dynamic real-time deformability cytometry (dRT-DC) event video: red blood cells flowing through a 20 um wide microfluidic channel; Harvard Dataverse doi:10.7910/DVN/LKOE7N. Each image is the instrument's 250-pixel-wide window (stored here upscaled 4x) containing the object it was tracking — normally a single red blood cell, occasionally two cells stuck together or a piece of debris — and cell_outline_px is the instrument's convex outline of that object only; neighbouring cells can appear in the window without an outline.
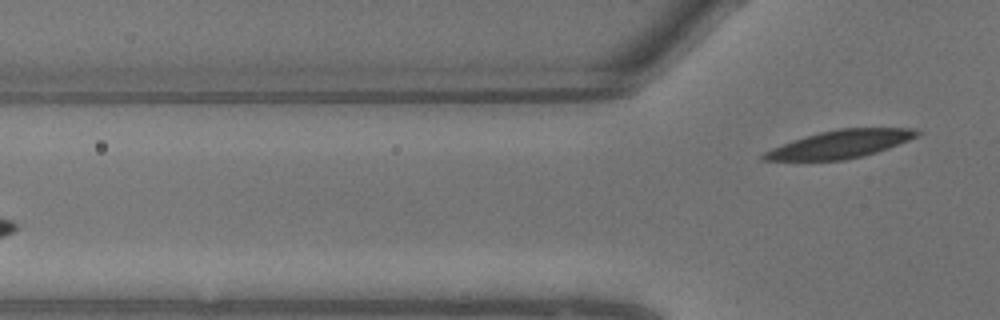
{"species": "common noctule bat (a hibernating species)", "species_latin": "Nyctalus noctula", "temperature_condition": "warm", "stored_images_in_passage": 4, "segment_of_instrument_passage": [2, 2], "camera_frame_rate_fps": 3000, "um_per_image_px": 0.085, "animal": {"sex": "male", "body_mass_g": 13.3}, "frame": {"image": 1, "passage_image": 4, "time_ms": 1.0, "image_size_px": [1000, 320], "cell_outline_px": [[924, 132], [920, 136], [888, 148], [864, 156], [844, 160], [760, 160], [760, 156], [764, 152], [772, 148], [820, 132], [840, 128], [916, 128]], "centroid_in_image_um": [71.51, 12.25], "position_along_channel_um": 54.3, "area_um2": 24.74}}